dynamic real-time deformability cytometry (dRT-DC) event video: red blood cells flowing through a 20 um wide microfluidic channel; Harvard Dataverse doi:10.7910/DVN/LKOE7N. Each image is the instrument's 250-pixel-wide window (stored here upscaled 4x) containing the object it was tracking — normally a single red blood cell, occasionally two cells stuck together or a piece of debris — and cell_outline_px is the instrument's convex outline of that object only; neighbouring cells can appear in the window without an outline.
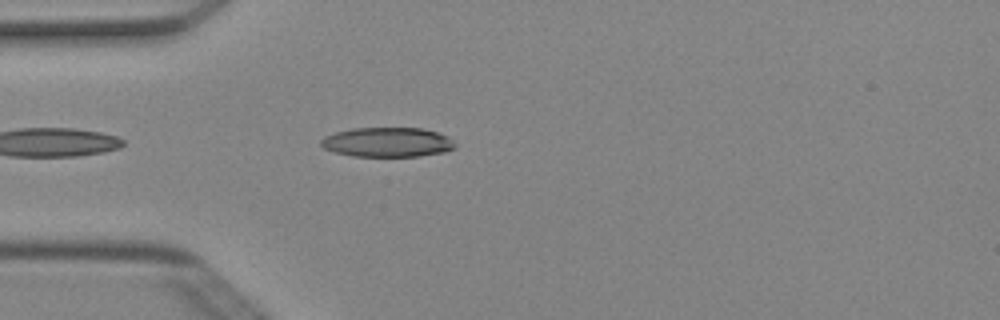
{"species": "Egyptian fruit bat (a non-hibernating species)", "species_latin": "Rousettus aegyptiacus", "temperature_condition": "cold", "stored_images_in_passage": 17, "camera_frame_rate_fps": 3000, "um_per_image_px": 0.085, "animal": {"sex": "female"}, "frame": {"image": 1, "passage_image": 1, "time_ms": 0.0, "image_size_px": [1000, 320], "cell_outline_px": [[456, 148], [444, 152], [420, 156], [352, 156], [336, 152], [324, 148], [320, 144], [320, 140], [324, 136], [336, 132], [352, 128], [424, 128], [448, 136], [456, 144]], "centroid_in_image_um": [32.95, 12.08], "position_along_channel_um": 52.1, "area_um2": 23.18}}
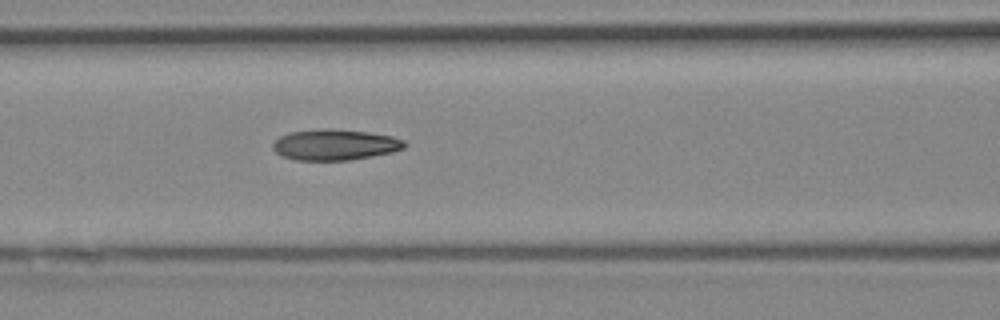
{"frame": {"image": 2, "passage_image": 8, "time_ms": 2.333, "image_size_px": [1000, 320], "cell_outline_px": [[408, 144], [404, 148], [392, 152], [352, 160], [296, 160], [280, 156], [272, 148], [272, 144], [280, 136], [288, 132], [324, 128], [328, 128], [368, 132], [392, 136], [404, 140]], "centroid_in_image_um": [28.46, 12.3], "position_along_channel_um": 138.1, "area_um2": 23.87}}
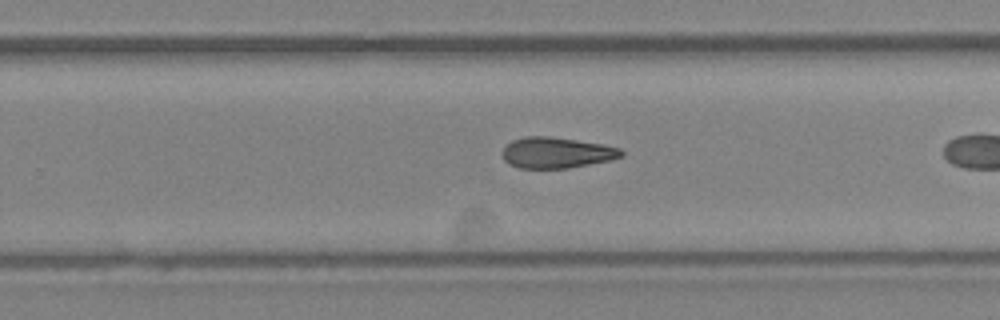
{"frame": {"image": 3, "passage_image": 16, "time_ms": 5.0, "image_size_px": [1000, 320], "cell_outline_px": [[624, 156], [612, 160], [568, 168], [520, 168], [508, 164], [504, 160], [504, 148], [512, 140], [528, 136], [548, 136], [604, 144], [620, 148], [624, 152]], "centroid_in_image_um": [47.35, 12.98], "position_along_channel_um": 282.4, "area_um2": 21.39}}